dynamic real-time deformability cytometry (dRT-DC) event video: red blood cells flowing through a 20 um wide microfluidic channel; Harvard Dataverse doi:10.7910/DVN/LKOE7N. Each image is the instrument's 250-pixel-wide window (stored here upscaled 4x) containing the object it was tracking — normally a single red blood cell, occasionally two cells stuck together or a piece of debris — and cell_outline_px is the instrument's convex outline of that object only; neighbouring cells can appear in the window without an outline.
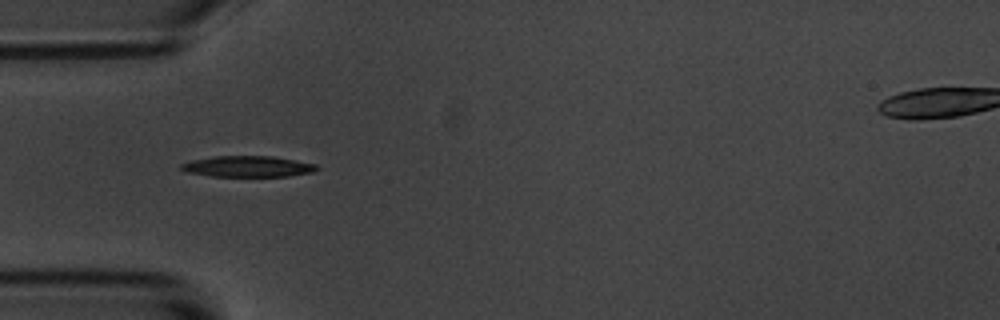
{"species": "common noctule bat (a hibernating species)", "species_latin": "Nyctalus noctula", "temperature_condition": "room temperature", "stored_images_in_passage": 2, "camera_frame_rate_fps": 3000, "um_per_image_px": 0.085, "animal": {"sex": "male", "body_mass_g": 20.1, "forearm_length_mm": 53.5}, "frame": {"image": 1, "passage_image": 2, "time_ms": 1.0, "image_size_px": [1000, 320], "cell_outline_px": [[320, 168], [312, 172], [288, 176], [212, 176], [188, 172], [180, 168], [180, 164], [192, 160], [212, 156], [272, 156], [316, 164]], "centroid_in_image_um": [21.06, 14.14], "position_along_channel_um": 63.9, "area_um2": 16.47}}